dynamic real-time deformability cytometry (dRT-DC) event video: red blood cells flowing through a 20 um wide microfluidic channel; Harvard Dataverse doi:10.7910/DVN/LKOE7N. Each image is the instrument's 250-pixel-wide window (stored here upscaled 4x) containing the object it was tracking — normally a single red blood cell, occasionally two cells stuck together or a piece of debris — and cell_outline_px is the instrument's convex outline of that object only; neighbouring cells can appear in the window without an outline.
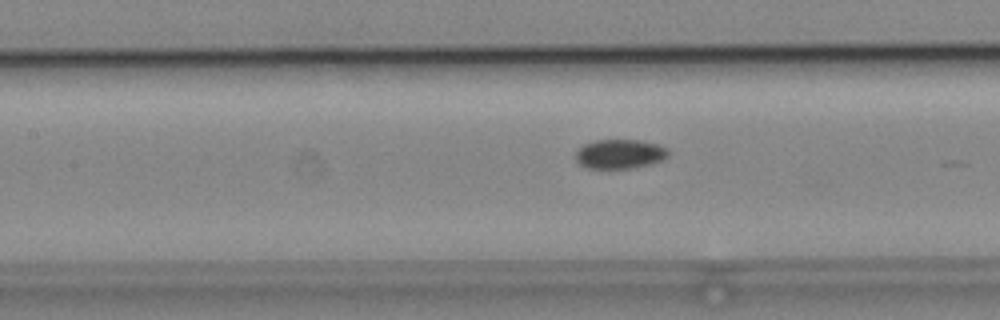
{"species": "common noctule bat (a hibernating species)", "species_latin": "Nyctalus noctula", "temperature_condition": "cold", "stored_images_in_passage": 11, "camera_frame_rate_fps": 3000, "um_per_image_px": 0.085, "animal": {"sex": "male", "body_mass_g": 19.2, "forearm_length_mm": 51.8}, "frame": {"image": 1, "passage_image": 8, "time_ms": 2.333, "image_size_px": [1000, 320], "cell_outline_px": [[668, 156], [660, 160], [648, 164], [628, 168], [588, 168], [580, 164], [576, 160], [576, 152], [584, 144], [596, 140], [640, 140], [656, 144], [668, 148]], "centroid_in_image_um": [52.67, 13.08], "position_along_channel_um": 154.7, "area_um2": 15.55}}